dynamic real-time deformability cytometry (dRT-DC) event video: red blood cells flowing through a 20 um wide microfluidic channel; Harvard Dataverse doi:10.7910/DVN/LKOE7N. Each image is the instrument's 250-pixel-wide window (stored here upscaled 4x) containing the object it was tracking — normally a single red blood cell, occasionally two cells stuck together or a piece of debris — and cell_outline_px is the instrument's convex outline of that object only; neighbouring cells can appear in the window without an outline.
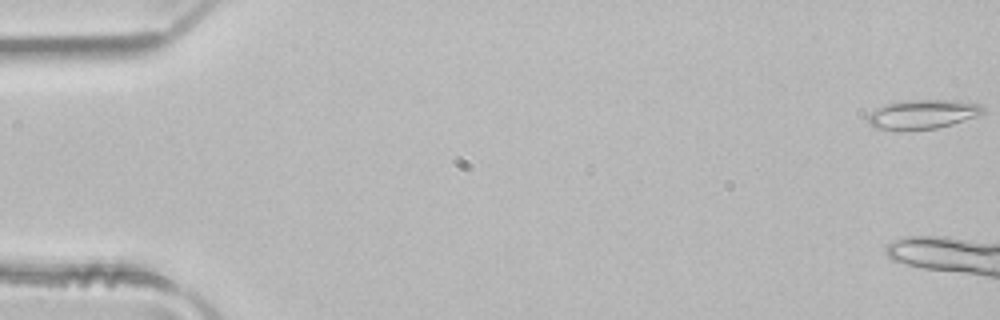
{"species": "common noctule bat (a hibernating species)", "species_latin": "Nyctalus noctula", "temperature_condition": "room temperature", "stored_images_in_passage": 5, "camera_frame_rate_fps": 3000, "um_per_image_px": 0.085, "animal": {"sex": "male", "body_mass_g": 21.5, "forearm_length_mm": 52.0}, "frame": {"image": 1, "passage_image": 1, "time_ms": 0.0, "image_size_px": [1000, 320], "cell_outline_px": [[984, 112], [976, 116], [952, 124], [936, 128], [872, 128], [868, 124], [868, 116], [876, 108], [884, 104], [904, 100], [960, 100], [980, 104], [984, 108]], "centroid_in_image_um": [78.44, 9.67], "position_along_channel_um": 6.6, "area_um2": 19.19}}